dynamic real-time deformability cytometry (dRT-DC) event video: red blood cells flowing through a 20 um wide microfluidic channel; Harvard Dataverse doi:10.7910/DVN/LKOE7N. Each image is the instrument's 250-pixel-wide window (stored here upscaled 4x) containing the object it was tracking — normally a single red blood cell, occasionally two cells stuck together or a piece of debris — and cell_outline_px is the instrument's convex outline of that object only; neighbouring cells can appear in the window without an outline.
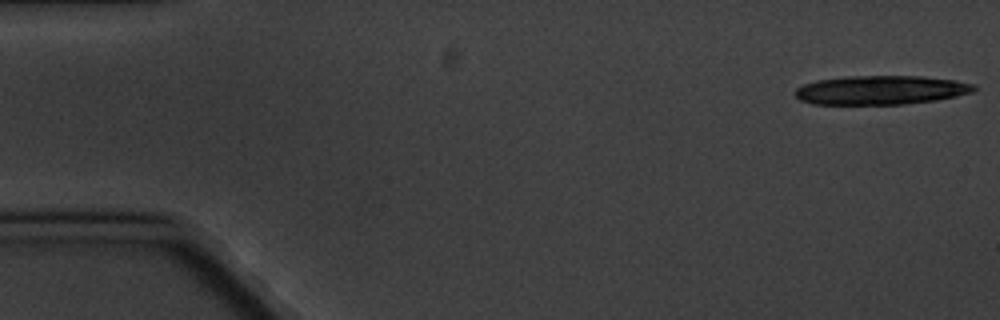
{"species": "common noctule bat (a hibernating species)", "species_latin": "Nyctalus noctula", "temperature_condition": "cold", "stored_images_in_passage": 3, "camera_frame_rate_fps": 3000, "um_per_image_px": 0.085, "animal": {"sex": "male", "body_mass_g": 20.1, "forearm_length_mm": 53.5}, "frame": {"image": 1, "passage_image": 1, "time_ms": 0.0, "image_size_px": [1000, 320], "cell_outline_px": [[976, 88], [972, 92], [956, 96], [936, 100], [904, 104], [812, 104], [800, 100], [792, 92], [796, 88], [804, 84], [816, 80], [848, 76], [920, 76], [956, 80], [976, 84]], "centroid_in_image_um": [74.86, 7.65], "position_along_channel_um": 10.1, "area_um2": 30.35}}